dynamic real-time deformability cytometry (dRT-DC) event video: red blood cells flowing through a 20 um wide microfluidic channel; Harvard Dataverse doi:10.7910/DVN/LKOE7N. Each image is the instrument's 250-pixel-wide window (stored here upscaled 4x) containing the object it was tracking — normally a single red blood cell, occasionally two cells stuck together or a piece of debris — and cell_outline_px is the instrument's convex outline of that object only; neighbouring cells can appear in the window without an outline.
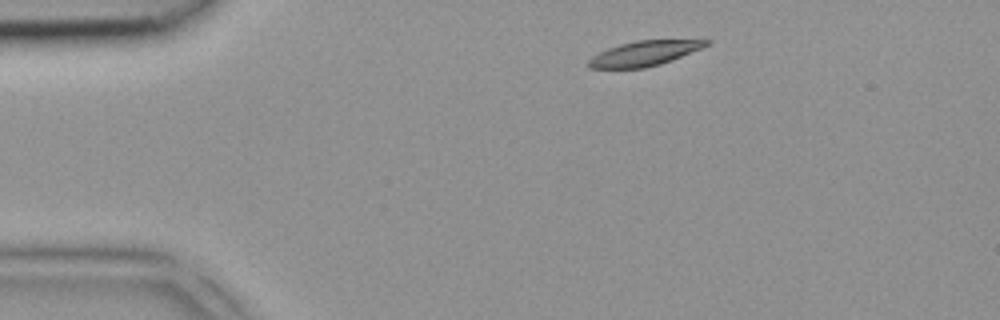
{"species": "common noctule bat (a hibernating species)", "species_latin": "Nyctalus noctula", "temperature_condition": "room temperature", "stored_images_in_passage": 2, "camera_frame_rate_fps": 3000, "um_per_image_px": 0.085, "animal": {"sex": "female", "body_mass_g": 18.4}, "frame": {"image": 1, "passage_image": 1, "time_ms": 0.0, "image_size_px": [1000, 320], "cell_outline_px": [[712, 40], [708, 44], [700, 48], [660, 64], [644, 68], [588, 68], [588, 60], [592, 56], [608, 48], [620, 44], [636, 40]], "centroid_in_image_um": [54.7, 4.54], "position_along_channel_um": 30.3, "area_um2": 16.7}}